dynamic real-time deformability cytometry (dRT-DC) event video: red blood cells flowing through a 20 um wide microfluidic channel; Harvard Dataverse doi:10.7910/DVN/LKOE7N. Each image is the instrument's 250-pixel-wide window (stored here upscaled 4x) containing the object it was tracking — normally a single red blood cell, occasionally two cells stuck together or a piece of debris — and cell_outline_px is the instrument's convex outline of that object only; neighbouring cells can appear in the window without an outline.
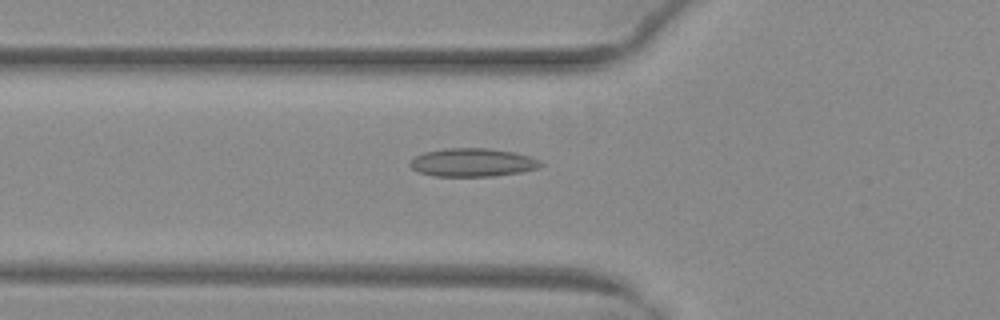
{"species": "common noctule bat (a hibernating species)", "species_latin": "Nyctalus noctula", "temperature_condition": "warm", "stored_images_in_passage": 36, "camera_frame_rate_fps": 3000, "um_per_image_px": 0.085, "animal": {"sex": "female", "body_mass_g": 29.2, "forearm_length_mm": 56.3}, "frame": {"image": 1, "passage_image": 7, "time_ms": 2.0, "image_size_px": [1000, 320], "cell_outline_px": [[544, 164], [536, 168], [520, 172], [492, 176], [436, 176], [420, 172], [412, 168], [408, 164], [416, 156], [424, 152], [444, 148], [488, 148], [512, 152], [528, 156], [540, 160]], "centroid_in_image_um": [40.15, 13.8], "position_along_channel_um": 85.6, "area_um2": 21.33}}
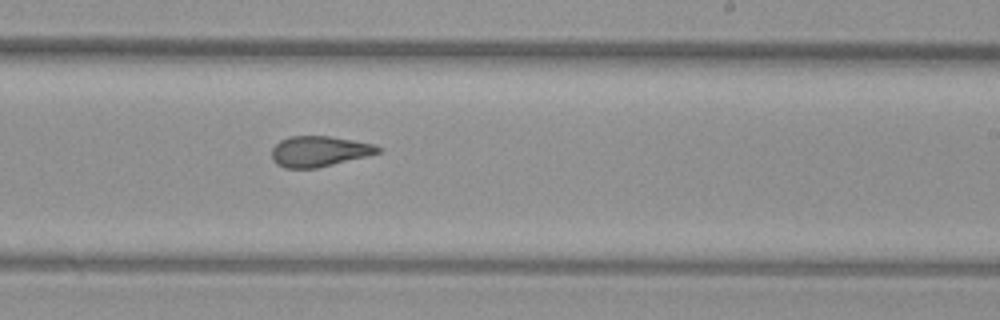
{"frame": {"image": 2, "passage_image": 20, "time_ms": 6.333, "image_size_px": [1000, 320], "cell_outline_px": [[380, 152], [368, 156], [316, 168], [284, 168], [276, 164], [272, 160], [272, 148], [280, 140], [288, 136], [328, 136], [352, 140], [372, 144], [380, 148]], "centroid_in_image_um": [27.08, 12.87], "position_along_channel_um": 261.9, "area_um2": 18.84}}
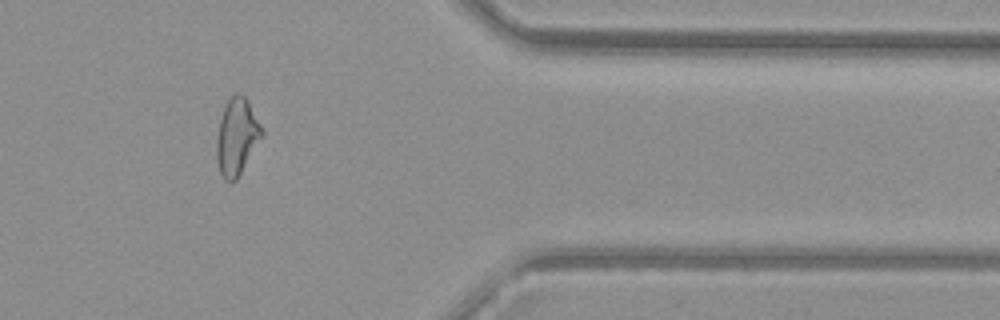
{"frame": {"image": 3, "passage_image": 31, "time_ms": 10.0, "image_size_px": [1000, 320], "cell_outline_px": [[264, 136], [236, 180], [232, 184], [224, 180], [220, 172], [216, 160], [216, 140], [220, 120], [224, 108], [228, 100], [236, 92], [240, 92], [248, 100], [264, 132]], "centroid_in_image_um": [20.14, 11.65], "position_along_channel_um": 391.3, "area_um2": 20.4}}